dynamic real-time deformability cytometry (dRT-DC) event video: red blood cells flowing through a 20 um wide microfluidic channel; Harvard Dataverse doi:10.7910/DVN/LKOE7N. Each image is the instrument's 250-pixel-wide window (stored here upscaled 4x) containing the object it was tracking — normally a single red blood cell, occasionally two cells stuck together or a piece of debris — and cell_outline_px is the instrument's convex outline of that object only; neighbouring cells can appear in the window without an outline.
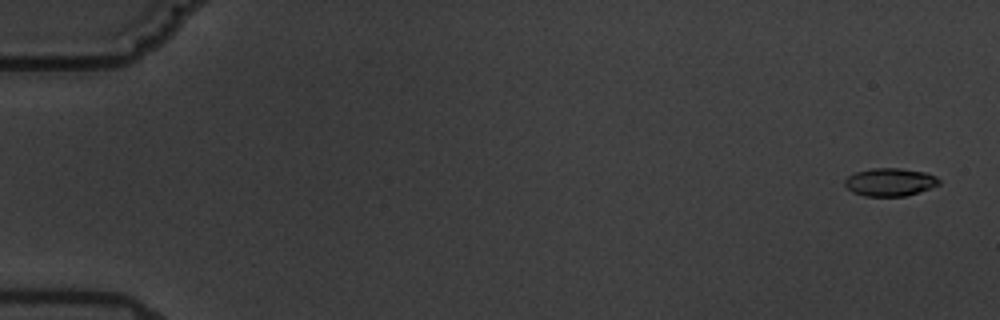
{"species": "common noctule bat (a hibernating species)", "species_latin": "Nyctalus noctula", "temperature_condition": "warm", "stored_images_in_passage": 7, "camera_frame_rate_fps": 3000, "um_per_image_px": 0.085, "animal": {"sex": "male", "body_mass_g": 19.5, "forearm_length_mm": 54.6}, "frame": {"image": 1, "passage_image": 1, "time_ms": 0.0, "image_size_px": [1000, 320], "cell_outline_px": [[940, 184], [904, 196], [864, 196], [852, 192], [844, 184], [844, 180], [848, 176], [856, 172], [872, 168], [900, 168], [924, 172], [936, 176], [940, 180]], "centroid_in_image_um": [75.62, 15.47], "position_along_channel_um": 9.4, "area_um2": 15.2}}
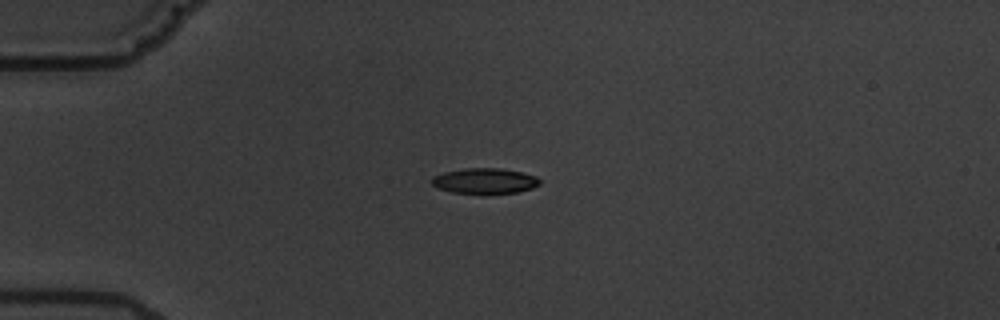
{"frame": {"image": 2, "passage_image": 5, "time_ms": 4.667, "image_size_px": [1000, 320], "cell_outline_px": [[540, 184], [532, 188], [516, 192], [452, 192], [436, 188], [428, 180], [432, 176], [444, 172], [464, 168], [500, 168], [520, 172], [536, 176], [540, 180]], "centroid_in_image_um": [41.14, 15.35], "position_along_channel_um": 43.9, "area_um2": 15.78}}